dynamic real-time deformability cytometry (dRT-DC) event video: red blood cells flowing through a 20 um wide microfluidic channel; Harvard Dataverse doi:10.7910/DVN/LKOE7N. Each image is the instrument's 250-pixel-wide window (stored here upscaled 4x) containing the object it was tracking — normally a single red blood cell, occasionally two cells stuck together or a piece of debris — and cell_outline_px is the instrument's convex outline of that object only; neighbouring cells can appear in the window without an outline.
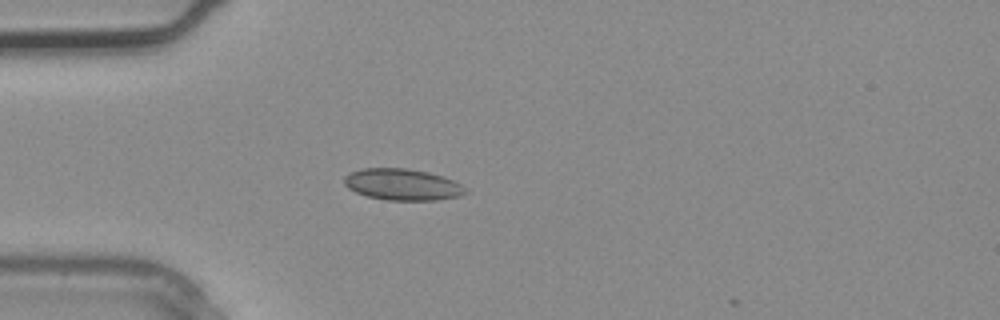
{"species": "common noctule bat (a hibernating species)", "species_latin": "Nyctalus noctula", "temperature_condition": "warm", "stored_images_in_passage": 2, "camera_frame_rate_fps": 3000, "um_per_image_px": 0.085, "animal": {"sex": "male", "body_mass_g": 20.4}, "frame": {"image": 1, "passage_image": 2, "time_ms": 0.333, "image_size_px": [1000, 320], "cell_outline_px": [[468, 192], [460, 196], [436, 200], [388, 200], [368, 196], [356, 192], [348, 188], [344, 184], [344, 176], [360, 168], [408, 168], [428, 172], [444, 176], [468, 188]], "centroid_in_image_um": [34.23, 15.68], "position_along_channel_um": 50.8, "area_um2": 22.31}}